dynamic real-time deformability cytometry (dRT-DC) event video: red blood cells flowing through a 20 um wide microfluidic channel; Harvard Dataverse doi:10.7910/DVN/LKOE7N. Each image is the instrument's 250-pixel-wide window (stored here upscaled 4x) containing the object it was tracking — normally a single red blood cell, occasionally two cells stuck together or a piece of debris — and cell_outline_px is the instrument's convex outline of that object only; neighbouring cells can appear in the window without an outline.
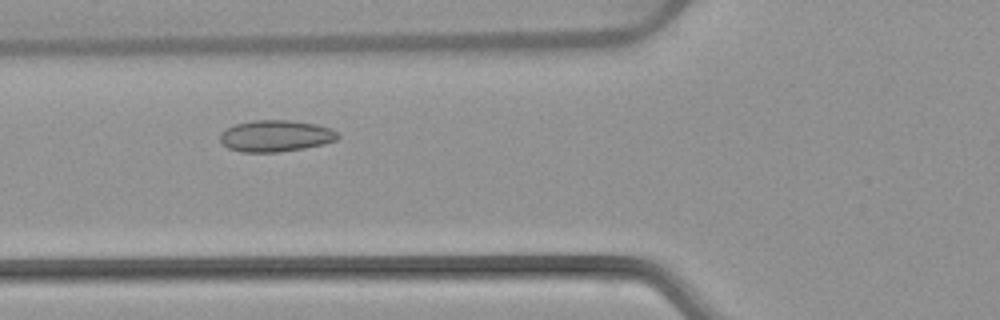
{"species": "common noctule bat (a hibernating species)", "species_latin": "Nyctalus noctula", "temperature_condition": "warm", "stored_images_in_passage": 47, "camera_frame_rate_fps": 3000, "um_per_image_px": 0.085, "animal": {"sex": "female", "body_mass_g": 22.7, "forearm_length_mm": 54.2}, "frame": {"image": 1, "passage_image": 14, "time_ms": 4.333, "image_size_px": [1000, 320], "cell_outline_px": [[340, 136], [336, 140], [324, 144], [304, 148], [280, 152], [240, 152], [228, 148], [220, 140], [220, 132], [236, 124], [252, 120], [288, 120], [316, 124], [332, 128]], "centroid_in_image_um": [23.44, 11.55], "position_along_channel_um": 102.4, "area_um2": 21.68}}
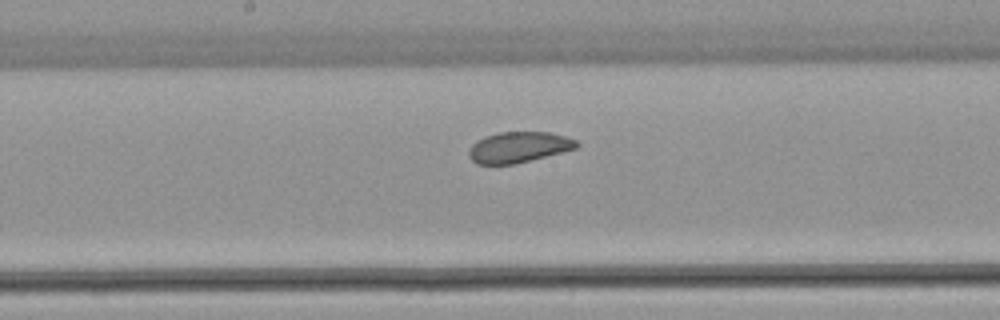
{"frame": {"image": 2, "passage_image": 22, "time_ms": 7.0, "image_size_px": [1000, 320], "cell_outline_px": [[580, 144], [576, 148], [516, 164], [476, 164], [468, 156], [468, 152], [472, 144], [476, 140], [484, 136], [500, 132], [548, 132], [564, 136], [576, 140]], "centroid_in_image_um": [44.05, 12.51], "position_along_channel_um": 204.2, "area_um2": 19.31}}
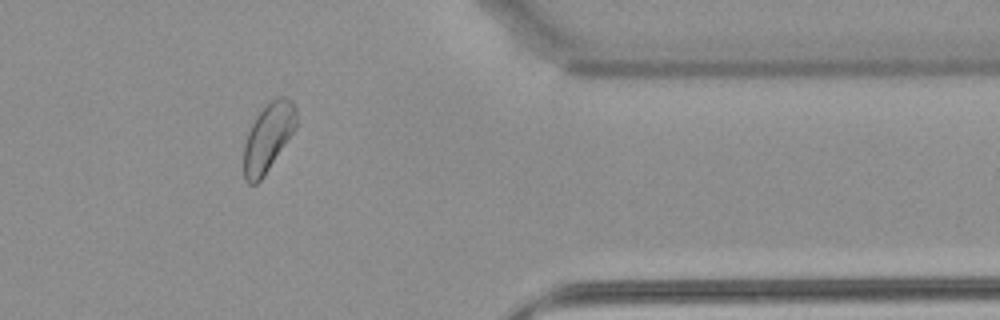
{"frame": {"image": 3, "passage_image": 38, "time_ms": 12.333, "image_size_px": [1000, 320], "cell_outline_px": [[296, 128], [264, 176], [256, 184], [248, 184], [244, 180], [244, 144], [248, 132], [256, 116], [276, 96], [288, 96], [292, 100], [296, 108]], "centroid_in_image_um": [22.8, 11.67], "position_along_channel_um": 388.6, "area_um2": 20.81}, "authors_computed_cell_mechanics": {"area_um2": 21.2126, "velocity_mm_per_s": 3.8121, "shape_relaxation_time_tau1_ms": 2.5323, "shape_relaxation_time_tau2_ms": 4.1849, "deformation_change_tau1": 0.0683, "deformation_change_tau2": 0.0908}}